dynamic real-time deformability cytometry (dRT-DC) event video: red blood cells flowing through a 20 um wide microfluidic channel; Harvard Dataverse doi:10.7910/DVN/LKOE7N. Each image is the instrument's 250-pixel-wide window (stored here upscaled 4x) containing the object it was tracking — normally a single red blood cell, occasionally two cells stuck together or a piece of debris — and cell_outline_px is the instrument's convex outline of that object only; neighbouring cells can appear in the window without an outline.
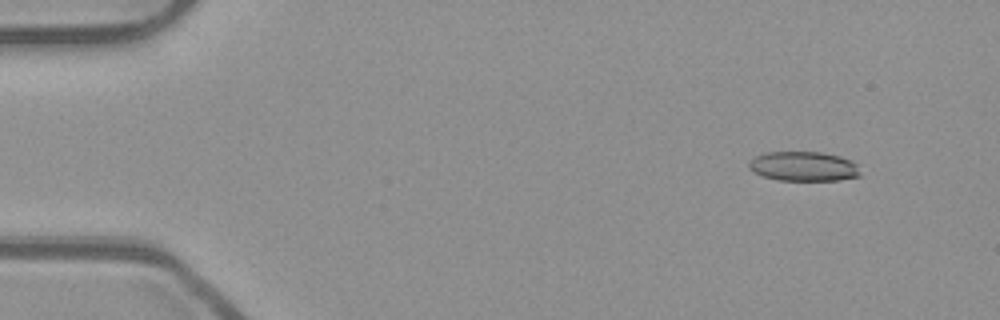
{"species": "common noctule bat (a hibernating species)", "species_latin": "Nyctalus noctula", "temperature_condition": "room temperature", "stored_images_in_passage": 53, "camera_frame_rate_fps": 3000, "um_per_image_px": 0.085, "animal": {"sex": "male", "body_mass_g": 23.1, "forearm_length_mm": 52.7}, "frame": {"image": 1, "passage_image": 6, "time_ms": 1.667, "image_size_px": [1000, 320], "cell_outline_px": [[860, 176], [840, 180], [776, 180], [764, 176], [748, 168], [748, 164], [756, 156], [764, 152], [820, 152], [840, 156], [852, 160], [856, 164], [860, 172]], "centroid_in_image_um": [68.33, 14.14], "position_along_channel_um": 16.7, "area_um2": 19.13}}
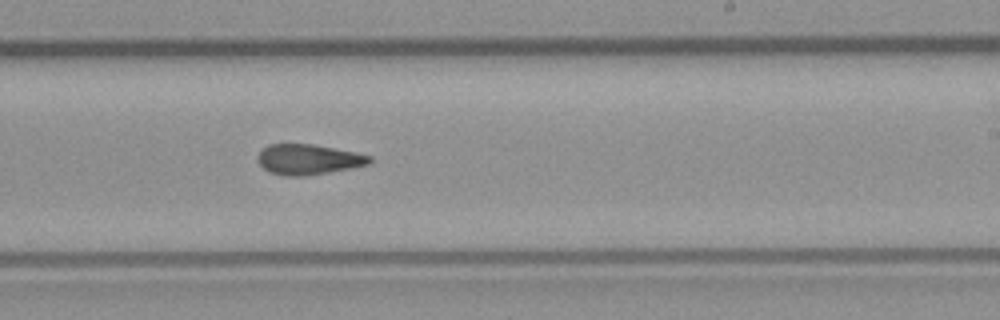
{"frame": {"image": 2, "passage_image": 33, "time_ms": 10.667, "image_size_px": [1000, 320], "cell_outline_px": [[372, 160], [368, 164], [352, 168], [304, 176], [284, 176], [268, 172], [256, 160], [256, 156], [268, 144], [312, 144], [356, 152], [372, 156]], "centroid_in_image_um": [26.19, 13.55], "position_along_channel_um": 262.8, "area_um2": 19.83}}
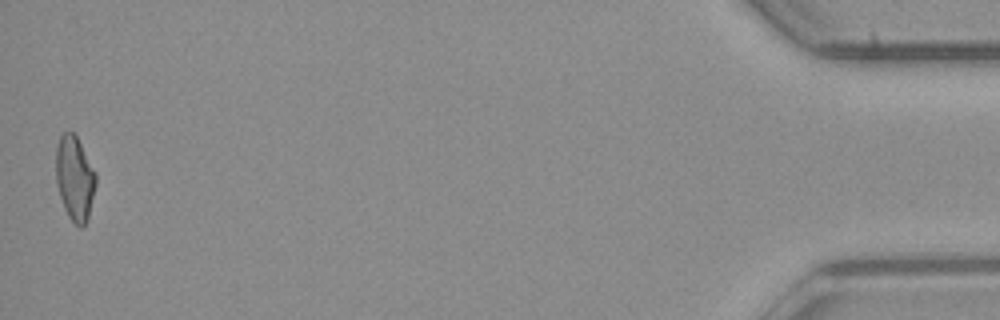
{"frame": {"image": 3, "passage_image": 53, "time_ms": 17.333, "image_size_px": [1000, 320], "cell_outline_px": [[96, 184], [88, 216], [84, 224], [80, 228], [68, 216], [64, 208], [56, 184], [56, 144], [60, 136], [64, 132], [72, 132], [76, 136], [96, 172]], "centroid_in_image_um": [6.34, 15.13], "position_along_channel_um": 428.9, "area_um2": 19.48}, "authors_computed_cell_mechanics": {"area_um2": 20.1144, "velocity_mm_per_s": 3.9569, "shape_relaxation_time_tau1_ms": 9.4298, "shape_relaxation_time_tau2_ms": 2.9937, "deformation_change_tau1": 0.2186, "deformation_change_tau2": 0.1273}}